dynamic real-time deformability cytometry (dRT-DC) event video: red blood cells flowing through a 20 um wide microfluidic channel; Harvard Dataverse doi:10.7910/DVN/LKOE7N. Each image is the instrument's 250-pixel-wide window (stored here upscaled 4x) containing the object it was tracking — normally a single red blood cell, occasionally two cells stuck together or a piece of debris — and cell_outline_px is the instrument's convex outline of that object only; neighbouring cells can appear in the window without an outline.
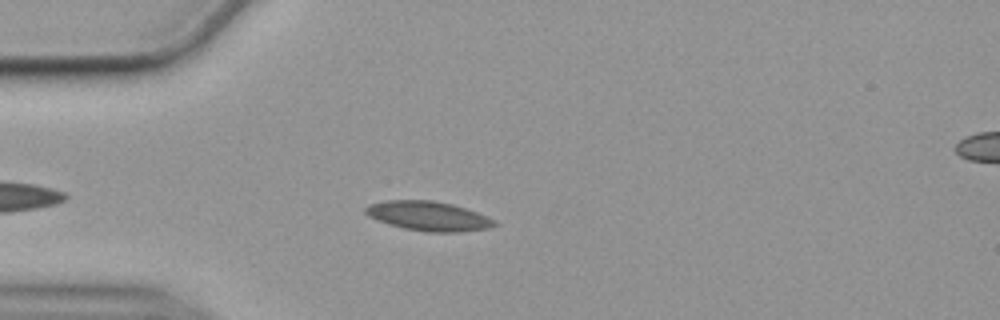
{"species": "common noctule bat (a hibernating species)", "species_latin": "Nyctalus noctula", "temperature_condition": "cold", "stored_images_in_passage": 49, "camera_frame_rate_fps": 3000, "um_per_image_px": 0.085, "animal": {"sex": "female", "body_mass_g": 19.9}, "frame": {"image": 1, "passage_image": 8, "time_ms": 2.333, "image_size_px": [1000, 320], "cell_outline_px": [[496, 224], [488, 228], [460, 232], [428, 232], [404, 228], [368, 216], [364, 212], [364, 208], [372, 204], [388, 200], [432, 200], [452, 204], [476, 212], [496, 220]], "centroid_in_image_um": [36.43, 18.36], "position_along_channel_um": 48.6, "area_um2": 21.73}}
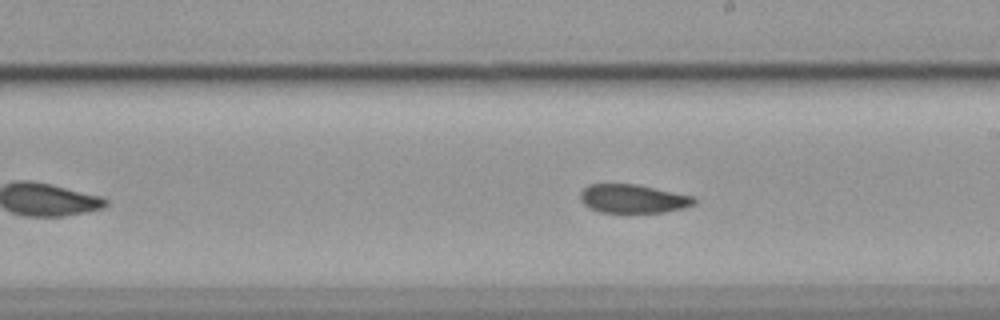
{"frame": {"image": 2, "passage_image": 25, "time_ms": 8.0, "image_size_px": [1000, 320], "cell_outline_px": [[696, 204], [684, 208], [664, 212], [600, 212], [584, 204], [580, 200], [580, 192], [588, 184], [636, 184], [692, 196], [696, 200]], "centroid_in_image_um": [53.8, 16.89], "position_along_channel_um": 235.2, "area_um2": 18.84}}
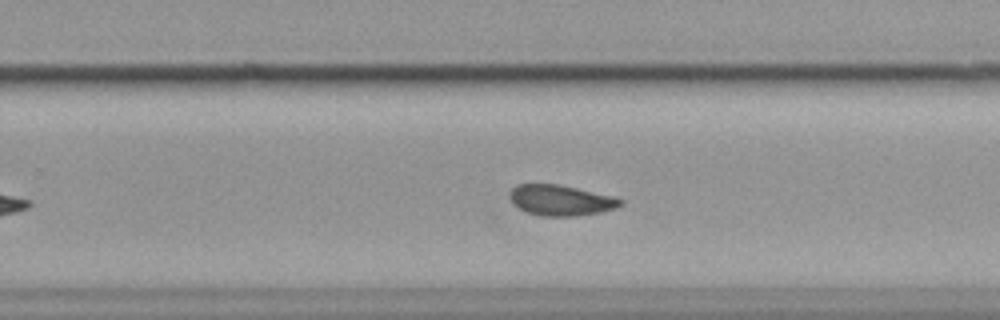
{"frame": {"image": 3, "passage_image": 29, "time_ms": 9.333, "image_size_px": [1000, 320], "cell_outline_px": [[624, 204], [616, 208], [600, 212], [572, 216], [544, 216], [524, 212], [512, 200], [512, 188], [516, 184], [556, 184], [616, 196], [624, 200]], "centroid_in_image_um": [47.74, 17.02], "position_along_channel_um": 282.1, "area_um2": 19.59}, "authors_computed_cell_mechanics": {"area_um2": 19.652, "velocity_mm_per_s": 3.535, "shape_relaxation_time_tau1_ms": null, "shape_relaxation_time_tau2_ms": 4.8892, "deformation_change_tau1": null, "deformation_change_tau2": 0.0695}}